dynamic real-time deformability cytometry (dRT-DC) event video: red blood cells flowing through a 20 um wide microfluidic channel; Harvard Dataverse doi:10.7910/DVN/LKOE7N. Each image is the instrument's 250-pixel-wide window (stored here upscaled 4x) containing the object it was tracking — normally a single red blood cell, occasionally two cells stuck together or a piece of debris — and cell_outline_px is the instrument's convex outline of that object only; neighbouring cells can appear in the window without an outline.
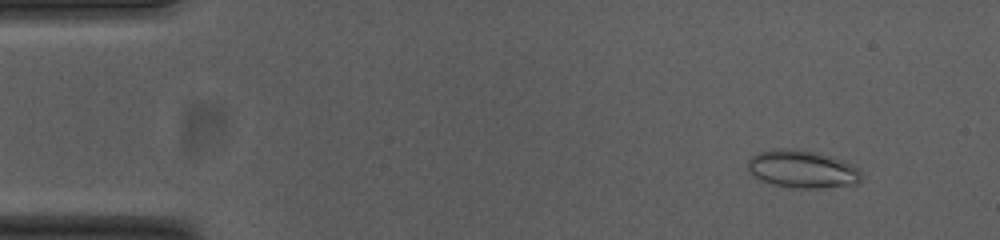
{"species": "common noctule bat (a hibernating species)", "species_latin": "Nyctalus noctula", "temperature_condition": "cold", "stored_images_in_passage": 54, "camera_frame_rate_fps": 3000, "um_per_image_px": 0.085, "animal": {"sex": "female", "body_mass_g": 23.0, "forearm_length_mm": 53.4}, "frame": {"image": 1, "passage_image": 5, "time_ms": 1.333, "image_size_px": [1000, 240], "cell_outline_px": [[860, 180], [856, 184], [820, 188], [792, 188], [760, 180], [748, 168], [748, 160], [756, 152], [776, 148], [788, 148], [816, 152], [832, 156], [844, 160], [852, 164], [860, 172]], "centroid_in_image_um": [68.19, 14.36], "position_along_channel_um": 16.8, "area_um2": 24.85}}
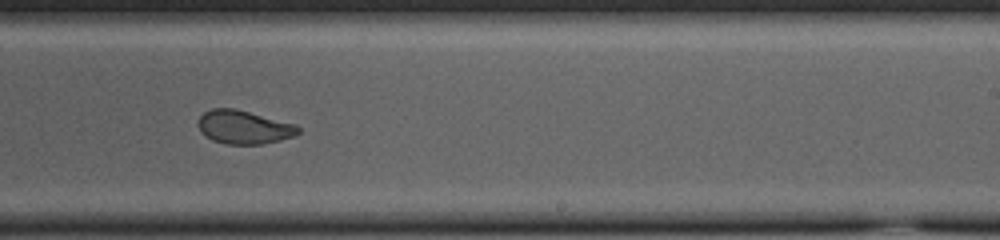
{"frame": {"image": 2, "passage_image": 33, "time_ms": 10.667, "image_size_px": [1000, 240], "cell_outline_px": [[300, 132], [292, 136], [280, 140], [260, 144], [224, 144], [212, 140], [204, 136], [200, 132], [196, 124], [200, 116], [204, 112], [212, 108], [236, 108], [296, 124], [300, 128]], "centroid_in_image_um": [20.68, 10.8], "position_along_channel_um": 268.3, "area_um2": 19.77}}
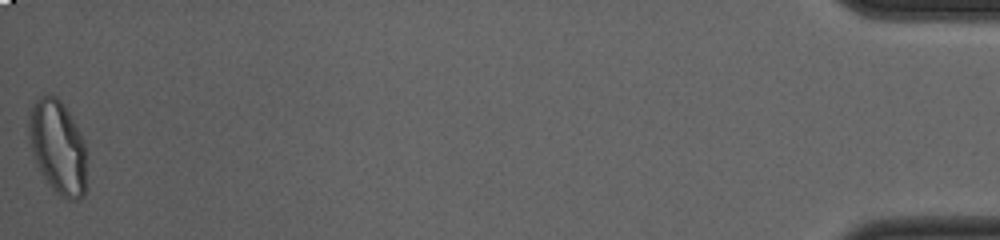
{"frame": {"image": 3, "passage_image": 54, "time_ms": 17.667, "image_size_px": [1000, 240], "cell_outline_px": [[84, 196], [80, 200], [68, 200], [60, 196], [48, 184], [36, 160], [28, 136], [28, 120], [32, 104], [40, 96], [56, 96], [64, 104], [76, 124], [84, 140]], "centroid_in_image_um": [4.9, 12.48], "position_along_channel_um": 430.3, "area_um2": 31.04}, "authors_computed_cell_mechanics": {"area_um2": 22.3108, "velocity_mm_per_s": 3.7389, "shape_relaxation_time_tau1_ms": 7.1402, "shape_relaxation_time_tau2_ms": 1.3555, "deformation_change_tau1": 0.1836, "deformation_change_tau2": 0.0582}}